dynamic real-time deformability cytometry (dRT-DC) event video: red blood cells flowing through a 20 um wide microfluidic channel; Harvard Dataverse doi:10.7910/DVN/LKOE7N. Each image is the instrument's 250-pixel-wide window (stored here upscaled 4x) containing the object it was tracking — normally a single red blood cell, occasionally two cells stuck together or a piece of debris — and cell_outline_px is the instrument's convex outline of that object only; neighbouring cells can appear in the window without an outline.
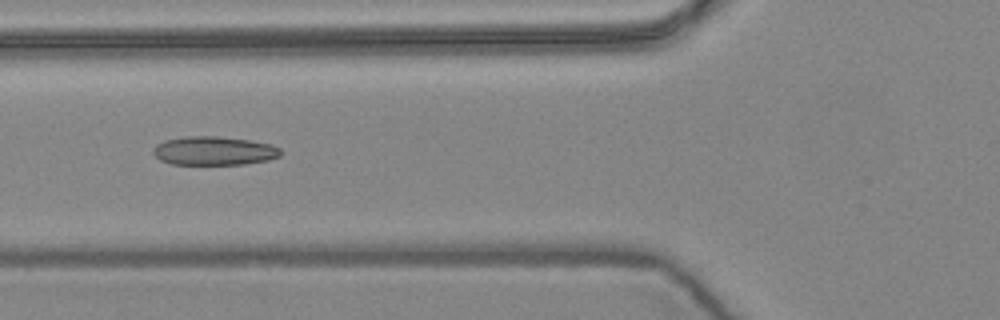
{"species": "common noctule bat (a hibernating species)", "species_latin": "Nyctalus noctula", "temperature_condition": "warm", "stored_images_in_passage": 7, "camera_frame_rate_fps": 3000, "um_per_image_px": 0.085, "animal": {"sex": "female", "body_mass_g": 24.6, "forearm_length_mm": 56.2}, "frame": {"image": 1, "passage_image": 4, "time_ms": 1.0, "image_size_px": [1000, 320], "cell_outline_px": [[280, 156], [268, 160], [244, 164], [172, 164], [160, 160], [152, 152], [152, 148], [156, 144], [164, 140], [184, 136], [216, 136], [248, 140], [272, 144], [280, 148]], "centroid_in_image_um": [18.16, 12.81], "position_along_channel_um": 107.6, "area_um2": 21.39}}
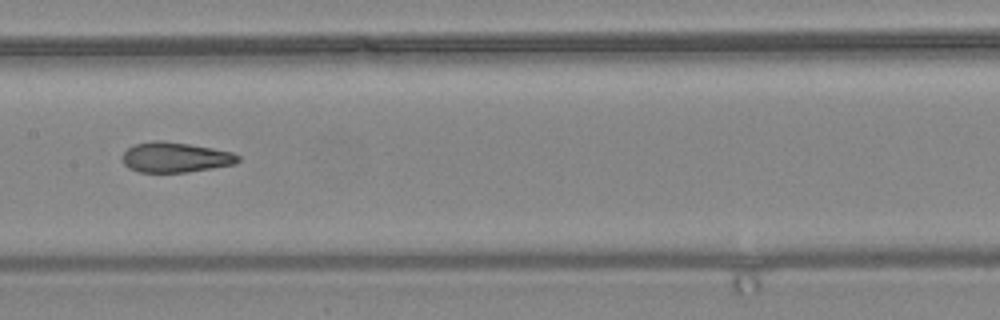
{"frame": {"image": 2, "passage_image": 6, "time_ms": 1.667, "image_size_px": [1000, 320], "cell_outline_px": [[240, 160], [236, 164], [188, 172], [140, 172], [128, 168], [124, 164], [124, 152], [128, 148], [136, 144], [156, 140], [164, 140], [212, 148], [232, 152], [240, 156]], "centroid_in_image_um": [14.93, 13.37], "position_along_channel_um": 192.5, "area_um2": 20.23}}
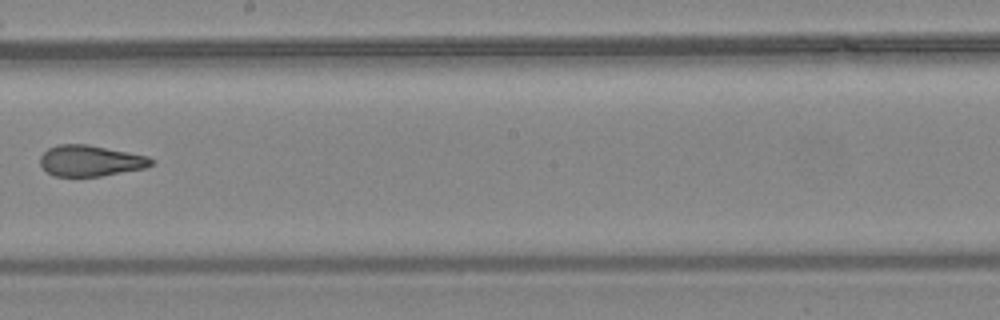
{"frame": {"image": 3, "passage_image": 7, "time_ms": 2.0, "image_size_px": [1000, 320], "cell_outline_px": [[156, 160], [148, 168], [100, 176], [52, 176], [40, 164], [40, 156], [48, 148], [56, 144], [88, 144], [148, 156]], "centroid_in_image_um": [7.71, 13.66], "position_along_channel_um": 240.5, "area_um2": 20.23}}